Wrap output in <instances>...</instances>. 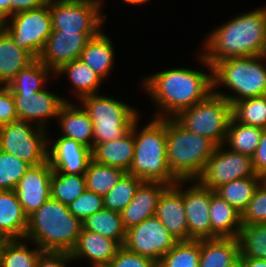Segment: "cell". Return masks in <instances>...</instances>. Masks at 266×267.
I'll return each instance as SVG.
<instances>
[{
    "label": "cell",
    "instance_id": "6da1fadb",
    "mask_svg": "<svg viewBox=\"0 0 266 267\" xmlns=\"http://www.w3.org/2000/svg\"><path fill=\"white\" fill-rule=\"evenodd\" d=\"M202 68L173 67L152 73L141 79V87L153 102L155 118H174L213 92V68L198 51Z\"/></svg>",
    "mask_w": 266,
    "mask_h": 267
},
{
    "label": "cell",
    "instance_id": "7a4b0ae2",
    "mask_svg": "<svg viewBox=\"0 0 266 267\" xmlns=\"http://www.w3.org/2000/svg\"><path fill=\"white\" fill-rule=\"evenodd\" d=\"M201 53L213 67L231 57L266 54V5L241 13L205 37Z\"/></svg>",
    "mask_w": 266,
    "mask_h": 267
},
{
    "label": "cell",
    "instance_id": "3957f363",
    "mask_svg": "<svg viewBox=\"0 0 266 267\" xmlns=\"http://www.w3.org/2000/svg\"><path fill=\"white\" fill-rule=\"evenodd\" d=\"M83 228L68 206L49 198L28 217L25 239L42 251L70 253Z\"/></svg>",
    "mask_w": 266,
    "mask_h": 267
},
{
    "label": "cell",
    "instance_id": "277c9868",
    "mask_svg": "<svg viewBox=\"0 0 266 267\" xmlns=\"http://www.w3.org/2000/svg\"><path fill=\"white\" fill-rule=\"evenodd\" d=\"M140 118L141 115L131 126L135 148L133 162L127 173L142 181L163 182L172 186L178 179L171 173L167 163L166 119L152 117L150 122L140 127Z\"/></svg>",
    "mask_w": 266,
    "mask_h": 267
},
{
    "label": "cell",
    "instance_id": "5b68a950",
    "mask_svg": "<svg viewBox=\"0 0 266 267\" xmlns=\"http://www.w3.org/2000/svg\"><path fill=\"white\" fill-rule=\"evenodd\" d=\"M212 68L213 92L226 98L231 104L266 95L265 55L226 58ZM221 87L228 89L229 94L222 91Z\"/></svg>",
    "mask_w": 266,
    "mask_h": 267
},
{
    "label": "cell",
    "instance_id": "8992f818",
    "mask_svg": "<svg viewBox=\"0 0 266 267\" xmlns=\"http://www.w3.org/2000/svg\"><path fill=\"white\" fill-rule=\"evenodd\" d=\"M166 132V158L171 173L178 180H196L218 145L188 131L174 118H166Z\"/></svg>",
    "mask_w": 266,
    "mask_h": 267
},
{
    "label": "cell",
    "instance_id": "52a82bcc",
    "mask_svg": "<svg viewBox=\"0 0 266 267\" xmlns=\"http://www.w3.org/2000/svg\"><path fill=\"white\" fill-rule=\"evenodd\" d=\"M78 102L93 123L94 145L123 137L141 115L140 109L107 94L84 96Z\"/></svg>",
    "mask_w": 266,
    "mask_h": 267
},
{
    "label": "cell",
    "instance_id": "ba28073f",
    "mask_svg": "<svg viewBox=\"0 0 266 267\" xmlns=\"http://www.w3.org/2000/svg\"><path fill=\"white\" fill-rule=\"evenodd\" d=\"M174 119L188 131L221 145L232 119V104L212 92L203 101L180 112Z\"/></svg>",
    "mask_w": 266,
    "mask_h": 267
},
{
    "label": "cell",
    "instance_id": "9c48e42d",
    "mask_svg": "<svg viewBox=\"0 0 266 267\" xmlns=\"http://www.w3.org/2000/svg\"><path fill=\"white\" fill-rule=\"evenodd\" d=\"M48 129L28 120L16 119L0 126V149L30 166L48 161Z\"/></svg>",
    "mask_w": 266,
    "mask_h": 267
},
{
    "label": "cell",
    "instance_id": "30bf717a",
    "mask_svg": "<svg viewBox=\"0 0 266 267\" xmlns=\"http://www.w3.org/2000/svg\"><path fill=\"white\" fill-rule=\"evenodd\" d=\"M4 30L19 48L38 59L52 32L50 0L39 8L13 14L6 20Z\"/></svg>",
    "mask_w": 266,
    "mask_h": 267
},
{
    "label": "cell",
    "instance_id": "8fae6325",
    "mask_svg": "<svg viewBox=\"0 0 266 267\" xmlns=\"http://www.w3.org/2000/svg\"><path fill=\"white\" fill-rule=\"evenodd\" d=\"M104 0H50L52 30L101 32L107 15Z\"/></svg>",
    "mask_w": 266,
    "mask_h": 267
},
{
    "label": "cell",
    "instance_id": "7c38bea8",
    "mask_svg": "<svg viewBox=\"0 0 266 267\" xmlns=\"http://www.w3.org/2000/svg\"><path fill=\"white\" fill-rule=\"evenodd\" d=\"M255 175L252 157L229 150L221 144L217 146L196 180L202 186L215 191L232 180Z\"/></svg>",
    "mask_w": 266,
    "mask_h": 267
},
{
    "label": "cell",
    "instance_id": "4fadbf2b",
    "mask_svg": "<svg viewBox=\"0 0 266 267\" xmlns=\"http://www.w3.org/2000/svg\"><path fill=\"white\" fill-rule=\"evenodd\" d=\"M177 242L155 215L129 228L123 246L159 263Z\"/></svg>",
    "mask_w": 266,
    "mask_h": 267
},
{
    "label": "cell",
    "instance_id": "5bb4252c",
    "mask_svg": "<svg viewBox=\"0 0 266 267\" xmlns=\"http://www.w3.org/2000/svg\"><path fill=\"white\" fill-rule=\"evenodd\" d=\"M211 196L212 190L202 186L197 180H183V202L188 225V241L211 239L209 216Z\"/></svg>",
    "mask_w": 266,
    "mask_h": 267
},
{
    "label": "cell",
    "instance_id": "9a60e30c",
    "mask_svg": "<svg viewBox=\"0 0 266 267\" xmlns=\"http://www.w3.org/2000/svg\"><path fill=\"white\" fill-rule=\"evenodd\" d=\"M100 32H61L52 30L38 59L53 73L80 58L87 42Z\"/></svg>",
    "mask_w": 266,
    "mask_h": 267
},
{
    "label": "cell",
    "instance_id": "2e32d148",
    "mask_svg": "<svg viewBox=\"0 0 266 267\" xmlns=\"http://www.w3.org/2000/svg\"><path fill=\"white\" fill-rule=\"evenodd\" d=\"M12 96L18 119L28 120L45 129L48 128L50 119L55 118L56 121L60 107L65 102H72L68 97L62 98L47 87L36 93H12Z\"/></svg>",
    "mask_w": 266,
    "mask_h": 267
},
{
    "label": "cell",
    "instance_id": "e0dca14e",
    "mask_svg": "<svg viewBox=\"0 0 266 267\" xmlns=\"http://www.w3.org/2000/svg\"><path fill=\"white\" fill-rule=\"evenodd\" d=\"M55 137L53 140L48 138V161L53 171L85 174L92 160V150L71 138L59 135Z\"/></svg>",
    "mask_w": 266,
    "mask_h": 267
},
{
    "label": "cell",
    "instance_id": "ac0fdd59",
    "mask_svg": "<svg viewBox=\"0 0 266 267\" xmlns=\"http://www.w3.org/2000/svg\"><path fill=\"white\" fill-rule=\"evenodd\" d=\"M53 169L49 161L30 166L15 188L18 200L29 217L50 198V183Z\"/></svg>",
    "mask_w": 266,
    "mask_h": 267
},
{
    "label": "cell",
    "instance_id": "d6986e66",
    "mask_svg": "<svg viewBox=\"0 0 266 267\" xmlns=\"http://www.w3.org/2000/svg\"><path fill=\"white\" fill-rule=\"evenodd\" d=\"M156 216L178 241H188V225L183 202V180L169 186L161 195Z\"/></svg>",
    "mask_w": 266,
    "mask_h": 267
},
{
    "label": "cell",
    "instance_id": "ffe728a7",
    "mask_svg": "<svg viewBox=\"0 0 266 267\" xmlns=\"http://www.w3.org/2000/svg\"><path fill=\"white\" fill-rule=\"evenodd\" d=\"M169 186L163 182L148 181L139 185L131 202L120 212L126 231L156 215L159 199Z\"/></svg>",
    "mask_w": 266,
    "mask_h": 267
},
{
    "label": "cell",
    "instance_id": "44dd1931",
    "mask_svg": "<svg viewBox=\"0 0 266 267\" xmlns=\"http://www.w3.org/2000/svg\"><path fill=\"white\" fill-rule=\"evenodd\" d=\"M65 102L59 109L56 123L60 136L71 138L84 146L94 147L93 123L88 113L77 102ZM58 121V122H57Z\"/></svg>",
    "mask_w": 266,
    "mask_h": 267
},
{
    "label": "cell",
    "instance_id": "7402d4cb",
    "mask_svg": "<svg viewBox=\"0 0 266 267\" xmlns=\"http://www.w3.org/2000/svg\"><path fill=\"white\" fill-rule=\"evenodd\" d=\"M121 245L112 239L82 228L77 243L70 252L73 260H86L90 266L109 264Z\"/></svg>",
    "mask_w": 266,
    "mask_h": 267
},
{
    "label": "cell",
    "instance_id": "603a6c76",
    "mask_svg": "<svg viewBox=\"0 0 266 267\" xmlns=\"http://www.w3.org/2000/svg\"><path fill=\"white\" fill-rule=\"evenodd\" d=\"M135 142L130 129L123 137L103 143H96L92 149V159L102 165L129 171L134 158Z\"/></svg>",
    "mask_w": 266,
    "mask_h": 267
},
{
    "label": "cell",
    "instance_id": "cb8c5ba5",
    "mask_svg": "<svg viewBox=\"0 0 266 267\" xmlns=\"http://www.w3.org/2000/svg\"><path fill=\"white\" fill-rule=\"evenodd\" d=\"M65 75V76H64ZM55 79L60 77H68V81L72 86L70 93L78 102L82 97L98 94L101 84L105 81L96 72H94L80 58L75 59L63 65L54 73ZM59 77V78H58ZM74 94V95H73Z\"/></svg>",
    "mask_w": 266,
    "mask_h": 267
},
{
    "label": "cell",
    "instance_id": "d4e9b609",
    "mask_svg": "<svg viewBox=\"0 0 266 267\" xmlns=\"http://www.w3.org/2000/svg\"><path fill=\"white\" fill-rule=\"evenodd\" d=\"M211 239L236 238L242 227V215L214 190L209 207Z\"/></svg>",
    "mask_w": 266,
    "mask_h": 267
},
{
    "label": "cell",
    "instance_id": "484cf974",
    "mask_svg": "<svg viewBox=\"0 0 266 267\" xmlns=\"http://www.w3.org/2000/svg\"><path fill=\"white\" fill-rule=\"evenodd\" d=\"M102 30L91 38L83 49L80 59L106 81L111 76L115 64L114 42Z\"/></svg>",
    "mask_w": 266,
    "mask_h": 267
},
{
    "label": "cell",
    "instance_id": "4316f807",
    "mask_svg": "<svg viewBox=\"0 0 266 267\" xmlns=\"http://www.w3.org/2000/svg\"><path fill=\"white\" fill-rule=\"evenodd\" d=\"M28 216L15 190H0V234L10 239H24Z\"/></svg>",
    "mask_w": 266,
    "mask_h": 267
},
{
    "label": "cell",
    "instance_id": "83f0119b",
    "mask_svg": "<svg viewBox=\"0 0 266 267\" xmlns=\"http://www.w3.org/2000/svg\"><path fill=\"white\" fill-rule=\"evenodd\" d=\"M239 260L237 238L201 240L199 267H232Z\"/></svg>",
    "mask_w": 266,
    "mask_h": 267
},
{
    "label": "cell",
    "instance_id": "f1b7e54d",
    "mask_svg": "<svg viewBox=\"0 0 266 267\" xmlns=\"http://www.w3.org/2000/svg\"><path fill=\"white\" fill-rule=\"evenodd\" d=\"M35 59L24 49L19 48L8 33L0 32V85L10 81Z\"/></svg>",
    "mask_w": 266,
    "mask_h": 267
},
{
    "label": "cell",
    "instance_id": "f546056e",
    "mask_svg": "<svg viewBox=\"0 0 266 267\" xmlns=\"http://www.w3.org/2000/svg\"><path fill=\"white\" fill-rule=\"evenodd\" d=\"M49 79H55L54 73L39 59H35L22 69L7 87L12 93H36L48 86Z\"/></svg>",
    "mask_w": 266,
    "mask_h": 267
},
{
    "label": "cell",
    "instance_id": "4dcf8cb0",
    "mask_svg": "<svg viewBox=\"0 0 266 267\" xmlns=\"http://www.w3.org/2000/svg\"><path fill=\"white\" fill-rule=\"evenodd\" d=\"M82 225L84 230L98 233L117 241L121 246L124 245L126 229L123 226L120 212L103 208L84 219Z\"/></svg>",
    "mask_w": 266,
    "mask_h": 267
},
{
    "label": "cell",
    "instance_id": "1f68e13d",
    "mask_svg": "<svg viewBox=\"0 0 266 267\" xmlns=\"http://www.w3.org/2000/svg\"><path fill=\"white\" fill-rule=\"evenodd\" d=\"M262 132V128L242 124L232 117L223 145L229 150L252 157L259 145Z\"/></svg>",
    "mask_w": 266,
    "mask_h": 267
},
{
    "label": "cell",
    "instance_id": "d6a6232c",
    "mask_svg": "<svg viewBox=\"0 0 266 267\" xmlns=\"http://www.w3.org/2000/svg\"><path fill=\"white\" fill-rule=\"evenodd\" d=\"M262 181V176L239 178L223 184L215 192L242 215Z\"/></svg>",
    "mask_w": 266,
    "mask_h": 267
},
{
    "label": "cell",
    "instance_id": "836d02e7",
    "mask_svg": "<svg viewBox=\"0 0 266 267\" xmlns=\"http://www.w3.org/2000/svg\"><path fill=\"white\" fill-rule=\"evenodd\" d=\"M86 191L84 174H67L53 171L50 198L68 205Z\"/></svg>",
    "mask_w": 266,
    "mask_h": 267
},
{
    "label": "cell",
    "instance_id": "e575fe53",
    "mask_svg": "<svg viewBox=\"0 0 266 267\" xmlns=\"http://www.w3.org/2000/svg\"><path fill=\"white\" fill-rule=\"evenodd\" d=\"M126 172L115 167L102 165L93 159L84 174L86 189L104 196L111 190Z\"/></svg>",
    "mask_w": 266,
    "mask_h": 267
},
{
    "label": "cell",
    "instance_id": "d590c367",
    "mask_svg": "<svg viewBox=\"0 0 266 267\" xmlns=\"http://www.w3.org/2000/svg\"><path fill=\"white\" fill-rule=\"evenodd\" d=\"M236 238L239 257L266 259V223L242 225Z\"/></svg>",
    "mask_w": 266,
    "mask_h": 267
},
{
    "label": "cell",
    "instance_id": "8d00e7d4",
    "mask_svg": "<svg viewBox=\"0 0 266 267\" xmlns=\"http://www.w3.org/2000/svg\"><path fill=\"white\" fill-rule=\"evenodd\" d=\"M42 252L36 244L25 238L11 239L4 250L0 267H36Z\"/></svg>",
    "mask_w": 266,
    "mask_h": 267
},
{
    "label": "cell",
    "instance_id": "74e56055",
    "mask_svg": "<svg viewBox=\"0 0 266 267\" xmlns=\"http://www.w3.org/2000/svg\"><path fill=\"white\" fill-rule=\"evenodd\" d=\"M201 240L178 241L159 261L158 267H199Z\"/></svg>",
    "mask_w": 266,
    "mask_h": 267
},
{
    "label": "cell",
    "instance_id": "f35d334b",
    "mask_svg": "<svg viewBox=\"0 0 266 267\" xmlns=\"http://www.w3.org/2000/svg\"><path fill=\"white\" fill-rule=\"evenodd\" d=\"M232 117L245 125L266 128V95L246 98L232 104Z\"/></svg>",
    "mask_w": 266,
    "mask_h": 267
},
{
    "label": "cell",
    "instance_id": "ab89813d",
    "mask_svg": "<svg viewBox=\"0 0 266 267\" xmlns=\"http://www.w3.org/2000/svg\"><path fill=\"white\" fill-rule=\"evenodd\" d=\"M142 182L138 177L125 173L115 186L103 196L104 208L121 212L131 202Z\"/></svg>",
    "mask_w": 266,
    "mask_h": 267
},
{
    "label": "cell",
    "instance_id": "60d3db41",
    "mask_svg": "<svg viewBox=\"0 0 266 267\" xmlns=\"http://www.w3.org/2000/svg\"><path fill=\"white\" fill-rule=\"evenodd\" d=\"M30 165L0 149V190H15Z\"/></svg>",
    "mask_w": 266,
    "mask_h": 267
},
{
    "label": "cell",
    "instance_id": "b9f144b4",
    "mask_svg": "<svg viewBox=\"0 0 266 267\" xmlns=\"http://www.w3.org/2000/svg\"><path fill=\"white\" fill-rule=\"evenodd\" d=\"M266 223V183L261 181L247 209L242 214V225Z\"/></svg>",
    "mask_w": 266,
    "mask_h": 267
},
{
    "label": "cell",
    "instance_id": "7bdbcfd3",
    "mask_svg": "<svg viewBox=\"0 0 266 267\" xmlns=\"http://www.w3.org/2000/svg\"><path fill=\"white\" fill-rule=\"evenodd\" d=\"M69 211L83 221L89 215L104 208L103 196L86 189L77 199L67 205Z\"/></svg>",
    "mask_w": 266,
    "mask_h": 267
},
{
    "label": "cell",
    "instance_id": "ee69618b",
    "mask_svg": "<svg viewBox=\"0 0 266 267\" xmlns=\"http://www.w3.org/2000/svg\"><path fill=\"white\" fill-rule=\"evenodd\" d=\"M112 267H158V263L150 258L136 254L121 246L109 263Z\"/></svg>",
    "mask_w": 266,
    "mask_h": 267
},
{
    "label": "cell",
    "instance_id": "f6af8a7d",
    "mask_svg": "<svg viewBox=\"0 0 266 267\" xmlns=\"http://www.w3.org/2000/svg\"><path fill=\"white\" fill-rule=\"evenodd\" d=\"M18 119L12 92L0 85V126Z\"/></svg>",
    "mask_w": 266,
    "mask_h": 267
},
{
    "label": "cell",
    "instance_id": "bcb514c9",
    "mask_svg": "<svg viewBox=\"0 0 266 267\" xmlns=\"http://www.w3.org/2000/svg\"><path fill=\"white\" fill-rule=\"evenodd\" d=\"M73 258L67 252L43 251L36 263V267H69Z\"/></svg>",
    "mask_w": 266,
    "mask_h": 267
},
{
    "label": "cell",
    "instance_id": "7dc6e473",
    "mask_svg": "<svg viewBox=\"0 0 266 267\" xmlns=\"http://www.w3.org/2000/svg\"><path fill=\"white\" fill-rule=\"evenodd\" d=\"M252 163L257 175L266 174V128L263 129L259 145L252 156Z\"/></svg>",
    "mask_w": 266,
    "mask_h": 267
},
{
    "label": "cell",
    "instance_id": "c3c4849f",
    "mask_svg": "<svg viewBox=\"0 0 266 267\" xmlns=\"http://www.w3.org/2000/svg\"><path fill=\"white\" fill-rule=\"evenodd\" d=\"M47 0H10V17L13 14L41 7Z\"/></svg>",
    "mask_w": 266,
    "mask_h": 267
},
{
    "label": "cell",
    "instance_id": "681fc988",
    "mask_svg": "<svg viewBox=\"0 0 266 267\" xmlns=\"http://www.w3.org/2000/svg\"><path fill=\"white\" fill-rule=\"evenodd\" d=\"M242 267H266V259L239 257Z\"/></svg>",
    "mask_w": 266,
    "mask_h": 267
},
{
    "label": "cell",
    "instance_id": "f907efd6",
    "mask_svg": "<svg viewBox=\"0 0 266 267\" xmlns=\"http://www.w3.org/2000/svg\"><path fill=\"white\" fill-rule=\"evenodd\" d=\"M0 16L5 20L10 17V0H0Z\"/></svg>",
    "mask_w": 266,
    "mask_h": 267
},
{
    "label": "cell",
    "instance_id": "816d5d0a",
    "mask_svg": "<svg viewBox=\"0 0 266 267\" xmlns=\"http://www.w3.org/2000/svg\"><path fill=\"white\" fill-rule=\"evenodd\" d=\"M10 238L3 235V234H0V265H1V261H2V257H3V254H4V250L7 246V244L10 242Z\"/></svg>",
    "mask_w": 266,
    "mask_h": 267
},
{
    "label": "cell",
    "instance_id": "f5cc1de1",
    "mask_svg": "<svg viewBox=\"0 0 266 267\" xmlns=\"http://www.w3.org/2000/svg\"><path fill=\"white\" fill-rule=\"evenodd\" d=\"M122 2L128 4V5H134V6H140L145 5V3H149L151 0H121Z\"/></svg>",
    "mask_w": 266,
    "mask_h": 267
},
{
    "label": "cell",
    "instance_id": "db71d44e",
    "mask_svg": "<svg viewBox=\"0 0 266 267\" xmlns=\"http://www.w3.org/2000/svg\"><path fill=\"white\" fill-rule=\"evenodd\" d=\"M6 20L0 16V32L4 30V25H5Z\"/></svg>",
    "mask_w": 266,
    "mask_h": 267
},
{
    "label": "cell",
    "instance_id": "11a10c76",
    "mask_svg": "<svg viewBox=\"0 0 266 267\" xmlns=\"http://www.w3.org/2000/svg\"><path fill=\"white\" fill-rule=\"evenodd\" d=\"M91 267H112L110 264H98Z\"/></svg>",
    "mask_w": 266,
    "mask_h": 267
},
{
    "label": "cell",
    "instance_id": "9f6ffc18",
    "mask_svg": "<svg viewBox=\"0 0 266 267\" xmlns=\"http://www.w3.org/2000/svg\"><path fill=\"white\" fill-rule=\"evenodd\" d=\"M232 267H242L241 263L238 261L237 263H235Z\"/></svg>",
    "mask_w": 266,
    "mask_h": 267
},
{
    "label": "cell",
    "instance_id": "6f0895ef",
    "mask_svg": "<svg viewBox=\"0 0 266 267\" xmlns=\"http://www.w3.org/2000/svg\"><path fill=\"white\" fill-rule=\"evenodd\" d=\"M262 181L266 183V174L262 176Z\"/></svg>",
    "mask_w": 266,
    "mask_h": 267
}]
</instances>
